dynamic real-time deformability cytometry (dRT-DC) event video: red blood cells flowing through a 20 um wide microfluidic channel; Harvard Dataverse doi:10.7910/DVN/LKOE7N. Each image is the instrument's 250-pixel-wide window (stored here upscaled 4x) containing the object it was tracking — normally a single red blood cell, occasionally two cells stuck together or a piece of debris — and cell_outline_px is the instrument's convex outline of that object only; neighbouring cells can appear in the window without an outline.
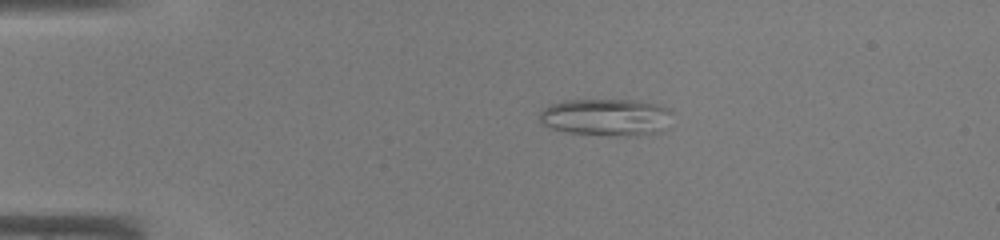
{"species": "common noctule bat (a hibernating species)", "species_latin": "Nyctalus noctula", "temperature_condition": "warm", "stored_images_in_passage": 36, "camera_frame_rate_fps": 3000, "um_per_image_px": 0.085, "animal": {"sex": "male", "body_mass_g": 19.0, "forearm_length_mm": 50.8}, "frame": {"image": 1, "passage_image": 1, "time_ms": 0.0, "image_size_px": [1000, 240], "cell_outline_px": [[672, 112], [668, 128], [660, 132], [636, 136], [612, 136], [564, 132], [548, 128], [540, 124], [540, 112], [548, 104], [564, 100], [636, 100], [660, 104], [668, 108]], "centroid_in_image_um": [51.54, 9.97], "position_along_channel_um": 33.5, "area_um2": 29.54}}
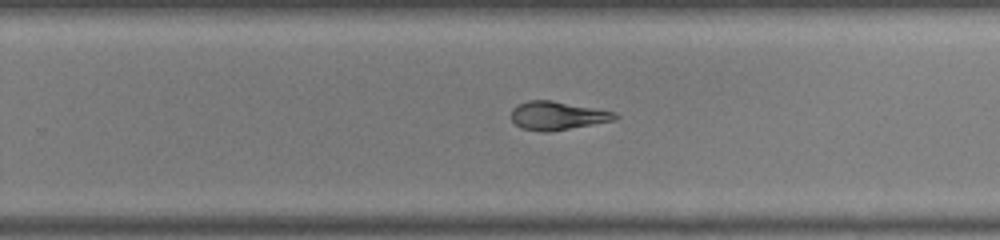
{"frame": {"image": 2, "passage_image": 21, "time_ms": 6.667, "image_size_px": [1000, 240], "cell_outline_px": [[620, 116], [616, 120], [548, 132], [540, 132], [520, 128], [512, 120], [512, 108], [516, 104], [528, 100], [552, 100], [616, 112]], "centroid_in_image_um": [47.37, 9.83], "position_along_channel_um": 282.4, "area_um2": 17.34}}
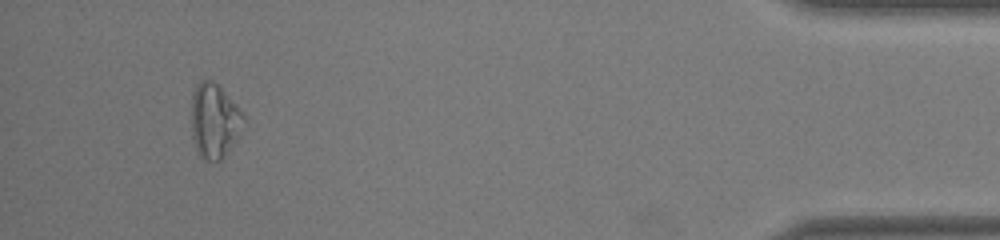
{"frame": {"image": 3, "passage_image": 34, "time_ms": 11.0, "image_size_px": [1000, 240], "cell_outline_px": [[248, 124], [244, 132], [224, 156], [220, 160], [208, 160], [200, 156], [196, 152], [192, 136], [192, 92], [196, 84], [200, 80], [212, 80], [248, 116]], "centroid_in_image_um": [18.29, 10.28], "position_along_channel_um": 416.9, "area_um2": 23.35}}